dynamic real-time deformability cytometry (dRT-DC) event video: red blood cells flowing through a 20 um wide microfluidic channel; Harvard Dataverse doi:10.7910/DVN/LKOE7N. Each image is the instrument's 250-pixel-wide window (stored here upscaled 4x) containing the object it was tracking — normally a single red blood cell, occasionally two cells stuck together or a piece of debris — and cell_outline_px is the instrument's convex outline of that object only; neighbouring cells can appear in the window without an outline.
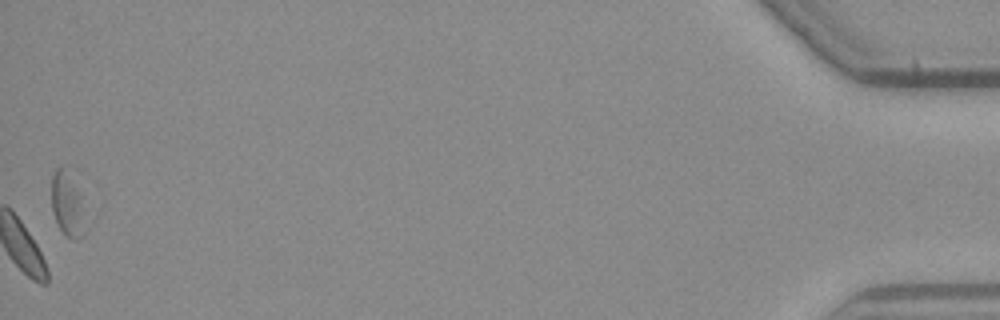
{"species": "common noctule bat (a hibernating species)", "species_latin": "Nyctalus noctula", "temperature_condition": "warm", "stored_images_in_passage": 50, "camera_frame_rate_fps": 3000, "um_per_image_px": 0.085, "animal": {"sex": "male", "body_mass_g": 23.1, "forearm_length_mm": 52.7}, "frame": {"image": 1, "passage_image": 50, "time_ms": 16.333, "image_size_px": [1000, 320], "cell_outline_px": [[84, 236], [76, 240], [68, 236], [60, 228], [52, 212], [52, 176], [56, 168], [64, 164], [80, 192], [84, 232]], "centroid_in_image_um": [5.7, 17.31], "position_along_channel_um": 429.5, "area_um2": 12.37}}